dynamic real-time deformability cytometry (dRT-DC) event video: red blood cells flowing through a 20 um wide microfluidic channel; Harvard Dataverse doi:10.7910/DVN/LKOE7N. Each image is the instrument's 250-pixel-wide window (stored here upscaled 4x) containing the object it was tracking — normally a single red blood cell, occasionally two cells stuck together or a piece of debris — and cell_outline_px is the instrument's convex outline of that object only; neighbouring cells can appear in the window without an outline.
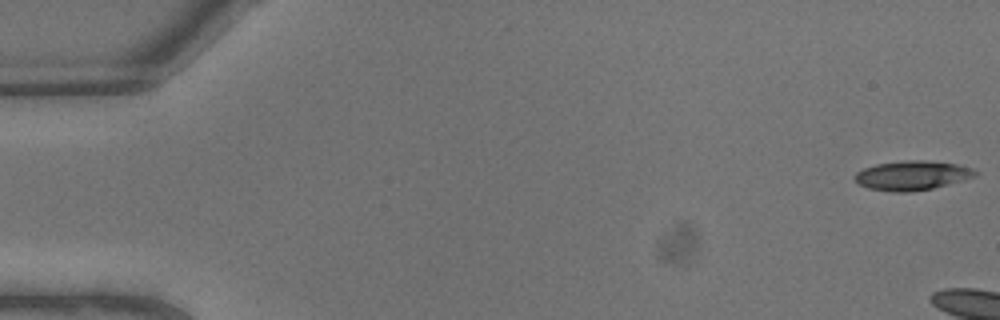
{"species": "common noctule bat (a hibernating species)", "species_latin": "Nyctalus noctula", "temperature_condition": "warm", "stored_images_in_passage": 5, "camera_frame_rate_fps": 3000, "um_per_image_px": 0.085, "animal": {"sex": "male", "body_mass_g": 13.3}, "frame": {"image": 1, "passage_image": 1, "time_ms": 0.0, "image_size_px": [1000, 320], "cell_outline_px": [[980, 172], [976, 176], [964, 180], [932, 188], [912, 192], [892, 192], [868, 188], [856, 184], [852, 176], [856, 172], [864, 168], [876, 164], [904, 160], [924, 160], [956, 164], [972, 168]], "centroid_in_image_um": [77.5, 14.92], "position_along_channel_um": 7.5, "area_um2": 20.87}}